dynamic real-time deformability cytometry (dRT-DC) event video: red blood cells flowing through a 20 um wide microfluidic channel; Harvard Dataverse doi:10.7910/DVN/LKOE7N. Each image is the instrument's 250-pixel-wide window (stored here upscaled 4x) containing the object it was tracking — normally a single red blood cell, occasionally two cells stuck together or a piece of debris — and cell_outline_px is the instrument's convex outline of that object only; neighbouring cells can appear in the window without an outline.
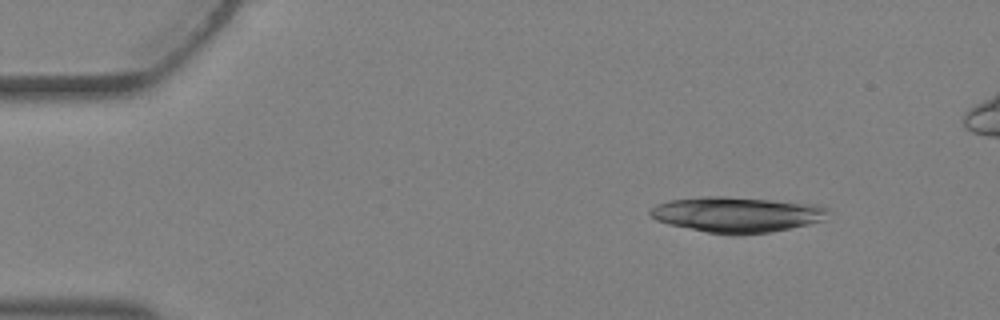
{"species": "Egyptian fruit bat (a non-hibernating species)", "species_latin": "Rousettus aegyptiacus", "temperature_condition": "warm", "stored_images_in_passage": 3, "camera_frame_rate_fps": 3000, "um_per_image_px": 0.085, "animal": {"sex": "female"}, "frame": {"image": 1, "passage_image": 1, "time_ms": 0.0, "image_size_px": [1000, 320], "cell_outline_px": [[828, 212], [824, 220], [808, 224], [768, 232], [740, 236], [736, 236], [708, 232], [668, 224], [656, 220], [648, 212], [656, 204], [668, 200], [700, 196], [724, 196], [820, 204], [828, 208]], "centroid_in_image_um": [62.62, 18.23], "position_along_channel_um": 22.4, "area_um2": 36.99}}